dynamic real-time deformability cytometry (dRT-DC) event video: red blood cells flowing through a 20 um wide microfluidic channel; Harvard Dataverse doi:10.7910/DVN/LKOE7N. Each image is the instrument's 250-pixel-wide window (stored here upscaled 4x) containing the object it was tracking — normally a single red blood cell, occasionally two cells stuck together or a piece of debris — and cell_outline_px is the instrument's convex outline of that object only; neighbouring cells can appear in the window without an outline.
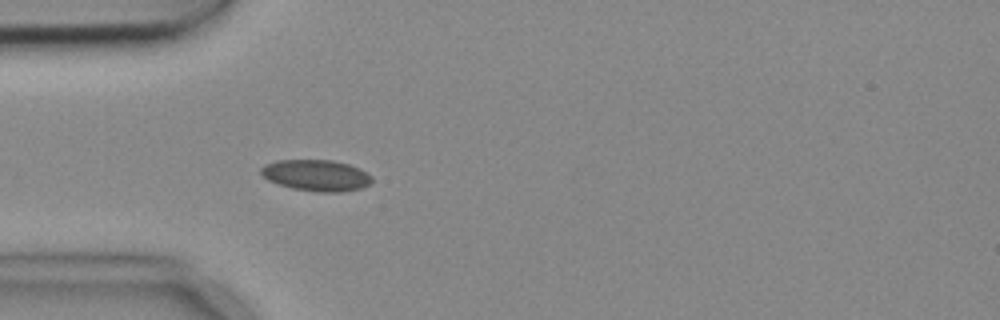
{"species": "common noctule bat (a hibernating species)", "species_latin": "Nyctalus noctula", "temperature_condition": "cold", "stored_images_in_passage": 3, "camera_frame_rate_fps": 3000, "um_per_image_px": 0.085, "animal": {"sex": "female", "body_mass_g": 18.4}, "frame": {"image": 1, "passage_image": 3, "time_ms": 0.667, "image_size_px": [1000, 320], "cell_outline_px": [[372, 180], [368, 184], [360, 188], [340, 192], [316, 192], [292, 188], [268, 180], [260, 172], [260, 168], [264, 164], [276, 160], [332, 160], [348, 164], [372, 176]], "centroid_in_image_um": [26.84, 14.9], "position_along_channel_um": 58.2, "area_um2": 20.0}}